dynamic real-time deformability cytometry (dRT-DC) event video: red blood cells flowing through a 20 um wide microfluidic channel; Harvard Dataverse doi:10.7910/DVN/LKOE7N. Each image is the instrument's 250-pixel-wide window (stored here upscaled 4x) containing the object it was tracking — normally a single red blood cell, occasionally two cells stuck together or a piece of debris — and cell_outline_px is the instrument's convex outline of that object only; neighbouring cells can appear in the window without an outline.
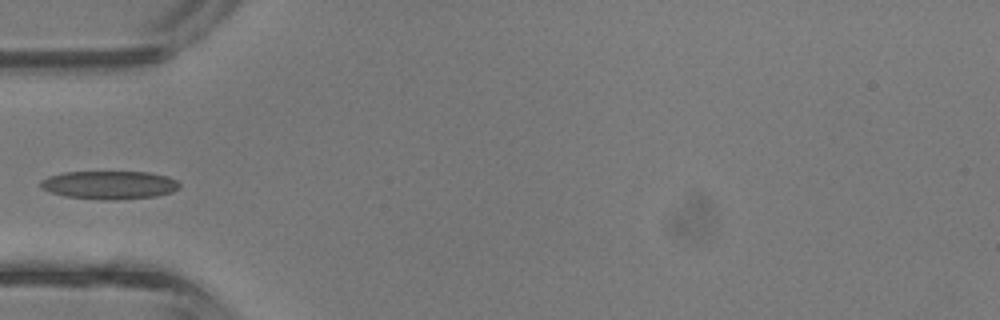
{"species": "common noctule bat (a hibernating species)", "species_latin": "Nyctalus noctula", "temperature_condition": "room temperature", "stored_images_in_passage": 4, "camera_frame_rate_fps": 3000, "um_per_image_px": 0.085, "animal": {"sex": "male", "body_mass_g": 13.3}, "frame": {"image": 1, "passage_image": 4, "time_ms": 1.0, "image_size_px": [1000, 320], "cell_outline_px": [[180, 188], [172, 192], [156, 196], [116, 200], [104, 200], [64, 196], [48, 192], [40, 184], [40, 180], [48, 176], [64, 172], [148, 172], [168, 176], [176, 180], [180, 184]], "centroid_in_image_um": [9.3, 15.72], "position_along_channel_um": 75.7, "area_um2": 23.0}}